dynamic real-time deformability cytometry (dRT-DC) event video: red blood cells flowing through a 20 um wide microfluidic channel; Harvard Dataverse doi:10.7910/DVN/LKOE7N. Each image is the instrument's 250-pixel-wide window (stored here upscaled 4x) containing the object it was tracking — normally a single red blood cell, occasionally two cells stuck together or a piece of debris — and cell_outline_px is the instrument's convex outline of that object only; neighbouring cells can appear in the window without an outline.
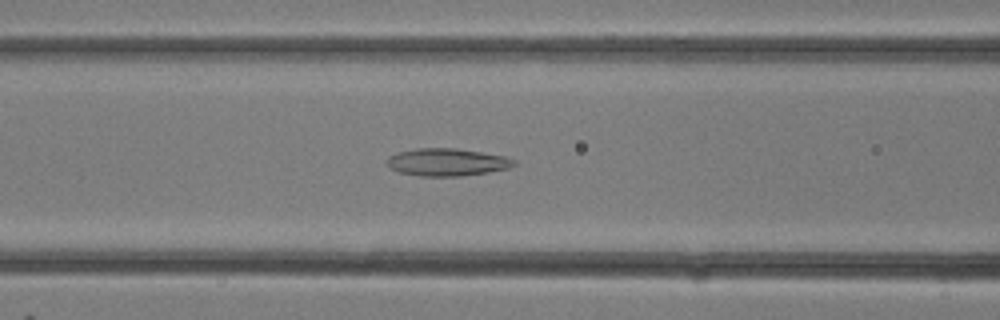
{"species": "common noctule bat (a hibernating species)", "species_latin": "Nyctalus noctula", "temperature_condition": "room temperature", "stored_images_in_passage": 28, "camera_frame_rate_fps": 3000, "um_per_image_px": 0.085, "animal": {"sex": "female"}, "frame": {"image": 1, "passage_image": 13, "time_ms": 4.0, "image_size_px": [1000, 320], "cell_outline_px": [[516, 164], [508, 168], [488, 172], [460, 176], [420, 176], [400, 172], [388, 168], [384, 160], [388, 156], [400, 152], [416, 148], [456, 148], [504, 156], [516, 160]], "centroid_in_image_um": [37.95, 13.78], "position_along_channel_um": 128.7, "area_um2": 20.4}}
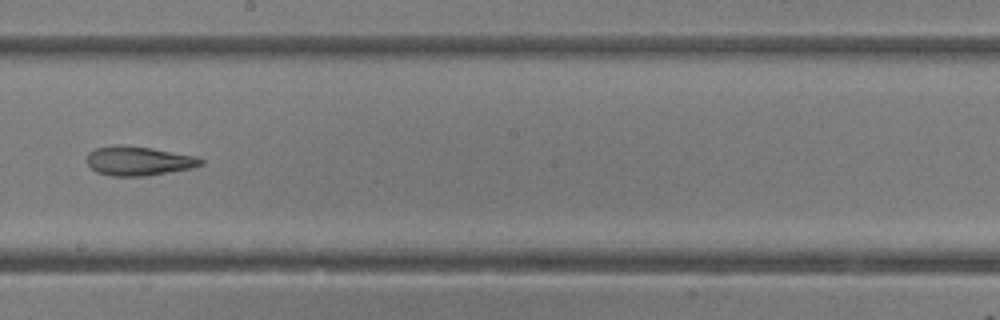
{"frame": {"image": 2, "passage_image": 18, "time_ms": 5.667, "image_size_px": [1000, 320], "cell_outline_px": [[204, 164], [192, 168], [148, 176], [112, 176], [96, 172], [88, 164], [88, 152], [96, 148], [120, 144], [152, 148], [196, 156], [204, 160]], "centroid_in_image_um": [11.81, 13.68], "position_along_channel_um": 236.4, "area_um2": 19.48}}
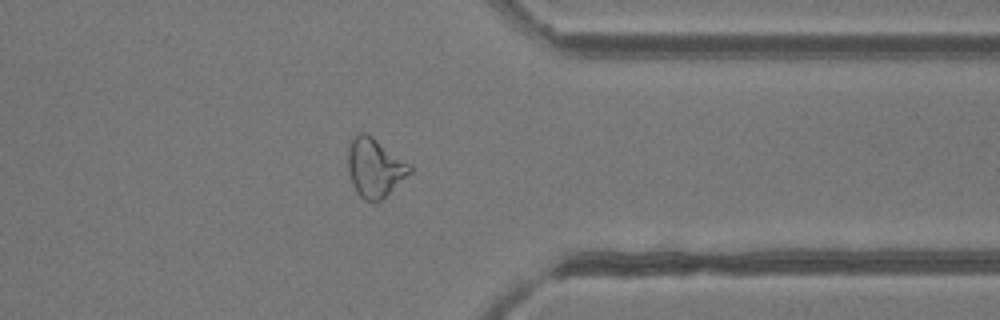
{"frame": {"image": 3, "passage_image": 25, "time_ms": 8.0, "image_size_px": [1000, 320], "cell_outline_px": [[412, 172], [380, 200], [364, 200], [356, 192], [352, 184], [348, 172], [348, 144], [352, 136], [356, 132], [368, 132], [412, 164]], "centroid_in_image_um": [31.85, 14.17], "position_along_channel_um": 379.6, "area_um2": 21.62}}